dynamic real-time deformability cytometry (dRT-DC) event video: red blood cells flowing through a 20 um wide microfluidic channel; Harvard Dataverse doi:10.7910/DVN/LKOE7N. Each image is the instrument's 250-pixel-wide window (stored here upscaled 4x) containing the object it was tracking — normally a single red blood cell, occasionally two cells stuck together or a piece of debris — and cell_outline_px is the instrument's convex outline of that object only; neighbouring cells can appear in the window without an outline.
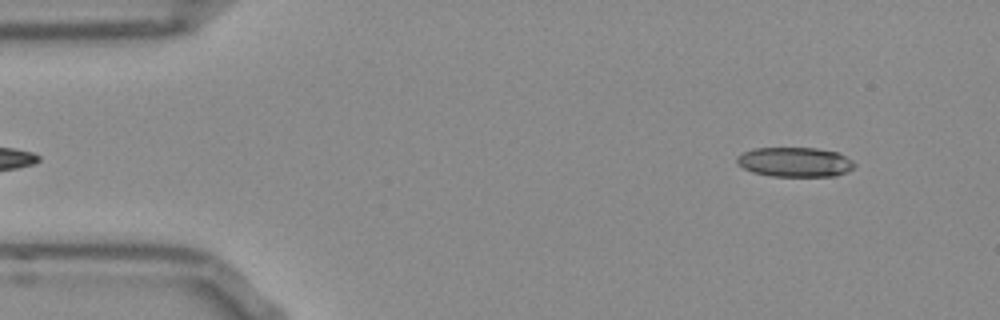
{"species": "Egyptian fruit bat (a non-hibernating species)", "species_latin": "Rousettus aegyptiacus", "temperature_condition": "room temperature", "stored_images_in_passage": 51, "camera_frame_rate_fps": 3000, "um_per_image_px": 0.085, "frame": {"image": 1, "passage_image": 4, "time_ms": 1.0, "image_size_px": [1000, 320], "cell_outline_px": [[856, 168], [836, 176], [772, 176], [752, 172], [736, 164], [736, 156], [744, 152], [756, 148], [816, 148], [836, 152], [852, 160], [856, 164]], "centroid_in_image_um": [67.57, 13.78], "position_along_channel_um": 17.4, "area_um2": 20.35}}
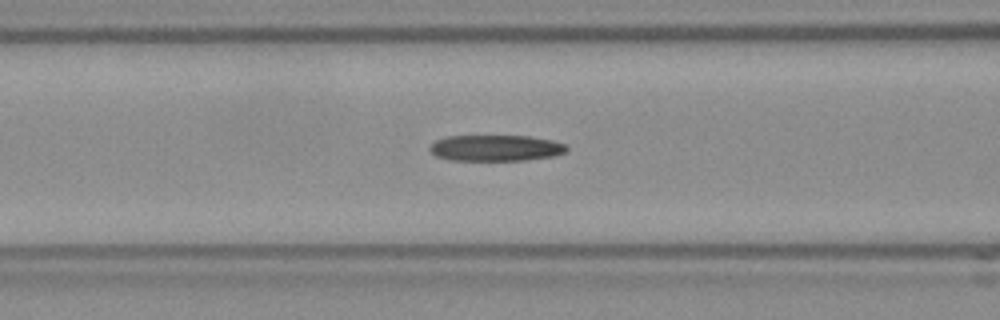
{"frame": {"image": 2, "passage_image": 19, "time_ms": 6.0, "image_size_px": [1000, 320], "cell_outline_px": [[568, 148], [564, 152], [552, 156], [524, 160], [448, 160], [436, 156], [428, 148], [436, 140], [448, 136], [528, 136], [552, 140], [564, 144]], "centroid_in_image_um": [42.1, 12.58], "position_along_channel_um": 124.5, "area_um2": 20.63}}
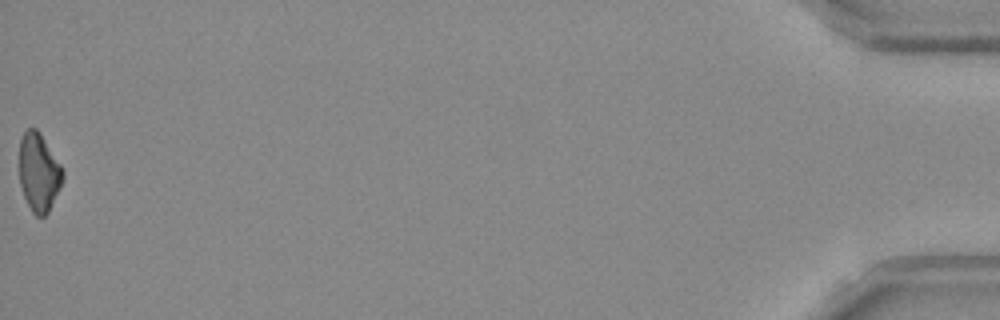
{"frame": {"image": 3, "passage_image": 51, "time_ms": 16.667, "image_size_px": [1000, 320], "cell_outline_px": [[64, 176], [60, 188], [48, 212], [44, 216], [36, 216], [32, 212], [24, 196], [20, 184], [20, 140], [24, 132], [28, 128], [36, 128], [40, 132], [60, 164], [64, 172]], "centroid_in_image_um": [3.31, 14.65], "position_along_channel_um": 431.9, "area_um2": 19.65}}